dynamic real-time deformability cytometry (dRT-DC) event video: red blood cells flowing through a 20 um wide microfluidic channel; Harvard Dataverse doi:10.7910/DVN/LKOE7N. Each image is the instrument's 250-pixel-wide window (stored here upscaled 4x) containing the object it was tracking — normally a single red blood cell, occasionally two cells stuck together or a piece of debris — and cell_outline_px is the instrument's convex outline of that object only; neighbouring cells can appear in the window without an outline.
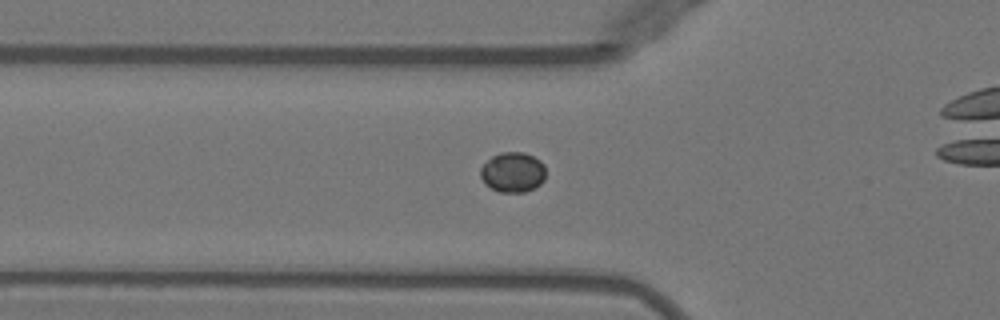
{"species": "Egyptian fruit bat (a non-hibernating species)", "species_latin": "Rousettus aegyptiacus", "temperature_condition": "warm", "stored_images_in_passage": 34, "camera_frame_rate_fps": 3000, "um_per_image_px": 0.085, "animal": {"sex": "female"}, "frame": {"image": 1, "passage_image": 5, "time_ms": 1.333, "image_size_px": [1000, 320], "cell_outline_px": [[544, 180], [540, 184], [524, 192], [500, 192], [484, 184], [480, 176], [480, 168], [492, 156], [500, 152], [524, 152], [540, 160], [544, 164]], "centroid_in_image_um": [43.57, 14.63], "position_along_channel_um": 82.2, "area_um2": 15.2}}
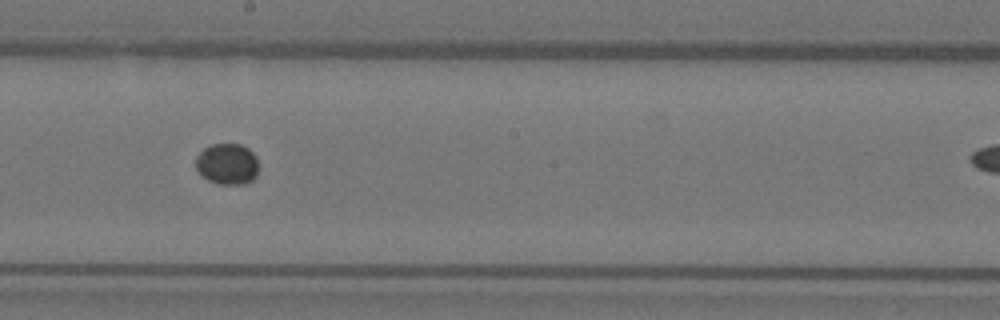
{"frame": {"image": 2, "passage_image": 16, "time_ms": 5.0, "image_size_px": [1000, 320], "cell_outline_px": [[256, 176], [252, 180], [244, 184], [216, 184], [208, 180], [196, 168], [196, 156], [204, 148], [212, 144], [240, 144], [248, 148], [256, 156]], "centroid_in_image_um": [19.3, 13.93], "position_along_channel_um": 228.9, "area_um2": 14.91}}
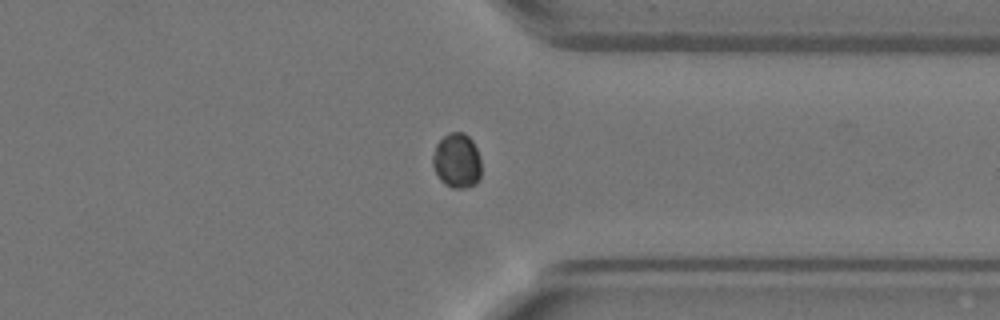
{"frame": {"image": 3, "passage_image": 27, "time_ms": 8.667, "image_size_px": [1000, 320], "cell_outline_px": [[480, 180], [476, 184], [464, 188], [452, 188], [444, 184], [440, 180], [432, 164], [432, 156], [436, 144], [448, 132], [464, 132], [472, 140], [480, 156]], "centroid_in_image_um": [38.83, 13.66], "position_along_channel_um": 372.6, "area_um2": 15.66}}